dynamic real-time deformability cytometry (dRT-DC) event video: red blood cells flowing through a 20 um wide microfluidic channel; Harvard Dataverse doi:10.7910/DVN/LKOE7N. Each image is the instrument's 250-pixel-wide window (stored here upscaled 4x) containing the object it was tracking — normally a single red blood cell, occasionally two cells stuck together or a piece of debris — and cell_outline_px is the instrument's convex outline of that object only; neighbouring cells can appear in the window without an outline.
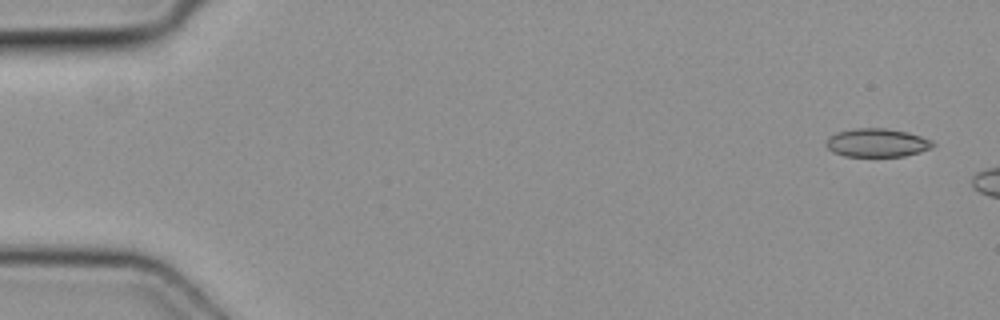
{"species": "common noctule bat (a hibernating species)", "species_latin": "Nyctalus noctula", "temperature_condition": "cold", "stored_images_in_passage": 3, "camera_frame_rate_fps": 3000, "um_per_image_px": 0.085, "animal": {"sex": "female", "body_mass_g": 19.3, "forearm_length_mm": 54.1}, "frame": {"image": 1, "passage_image": 1, "time_ms": 0.0, "image_size_px": [1000, 320], "cell_outline_px": [[936, 144], [932, 148], [920, 152], [904, 156], [844, 156], [832, 152], [824, 144], [828, 136], [836, 132], [856, 128], [884, 128], [908, 132], [932, 140]], "centroid_in_image_um": [74.53, 12.13], "position_along_channel_um": 10.5, "area_um2": 17.86}}